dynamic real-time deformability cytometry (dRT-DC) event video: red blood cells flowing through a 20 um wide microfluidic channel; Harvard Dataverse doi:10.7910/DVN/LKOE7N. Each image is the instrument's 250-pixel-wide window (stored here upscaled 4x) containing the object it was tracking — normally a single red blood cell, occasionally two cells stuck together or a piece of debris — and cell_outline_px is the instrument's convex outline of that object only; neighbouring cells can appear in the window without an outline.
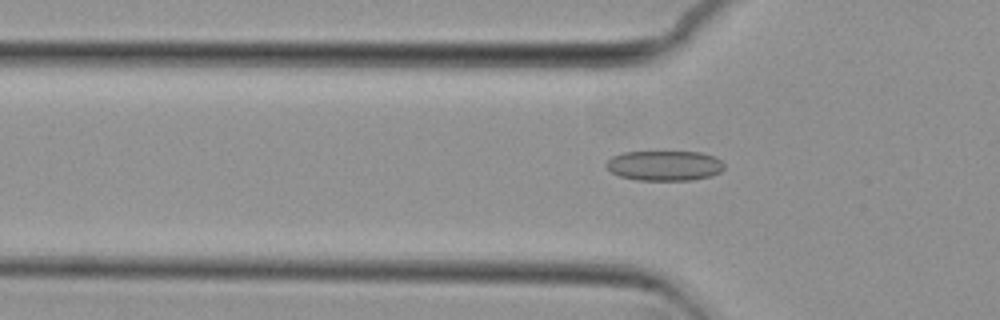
{"species": "common noctule bat (a hibernating species)", "species_latin": "Nyctalus noctula", "temperature_condition": "cold", "stored_images_in_passage": 40, "camera_frame_rate_fps": 3000, "um_per_image_px": 0.085, "animal": {"sex": "female", "body_mass_g": 29.2, "forearm_length_mm": 56.3}, "frame": {"image": 1, "passage_image": 8, "time_ms": 2.333, "image_size_px": [1000, 320], "cell_outline_px": [[724, 168], [720, 172], [712, 176], [692, 180], [636, 180], [620, 176], [612, 172], [604, 164], [612, 156], [624, 152], [700, 152], [712, 156], [720, 160], [724, 164]], "centroid_in_image_um": [56.48, 14.08], "position_along_channel_um": 69.3, "area_um2": 20.63}}
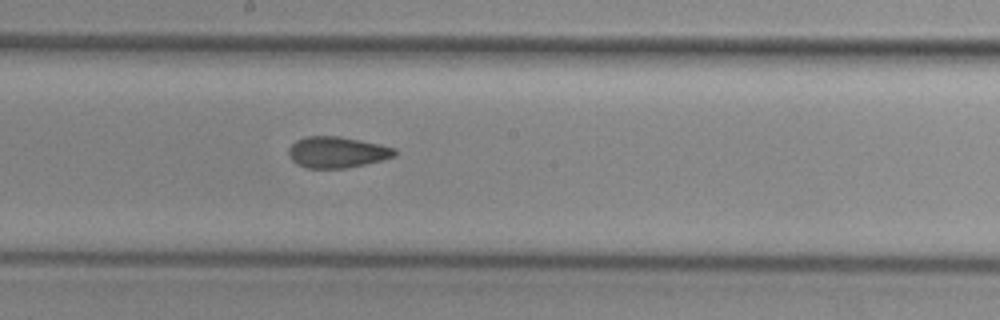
{"frame": {"image": 2, "passage_image": 20, "time_ms": 6.333, "image_size_px": [1000, 320], "cell_outline_px": [[396, 156], [348, 168], [308, 168], [296, 164], [288, 156], [288, 148], [296, 140], [304, 136], [340, 136], [380, 144], [396, 148]], "centroid_in_image_um": [28.62, 12.93], "position_along_channel_um": 219.6, "area_um2": 19.36}}
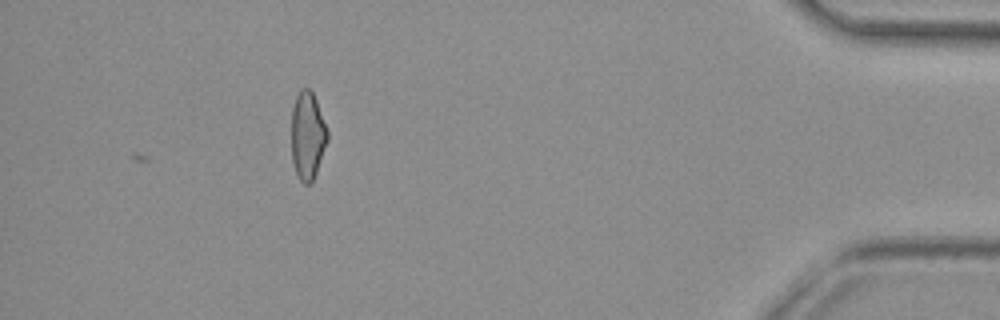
{"frame": {"image": 3, "passage_image": 40, "time_ms": 13.0, "image_size_px": [1000, 320], "cell_outline_px": [[328, 140], [316, 172], [312, 180], [308, 184], [304, 184], [300, 180], [292, 164], [292, 108], [296, 96], [300, 88], [308, 88], [312, 92], [316, 100], [328, 132]], "centroid_in_image_um": [26.13, 11.52], "position_along_channel_um": 409.1, "area_um2": 18.26}, "authors_computed_cell_mechanics": {"area_um2": 19.4786, "velocity_mm_per_s": 3.7477, "shape_relaxation_time_tau1_ms": null, "shape_relaxation_time_tau2_ms": 3.0287, "deformation_change_tau1": null, "deformation_change_tau2": 0.0921}}